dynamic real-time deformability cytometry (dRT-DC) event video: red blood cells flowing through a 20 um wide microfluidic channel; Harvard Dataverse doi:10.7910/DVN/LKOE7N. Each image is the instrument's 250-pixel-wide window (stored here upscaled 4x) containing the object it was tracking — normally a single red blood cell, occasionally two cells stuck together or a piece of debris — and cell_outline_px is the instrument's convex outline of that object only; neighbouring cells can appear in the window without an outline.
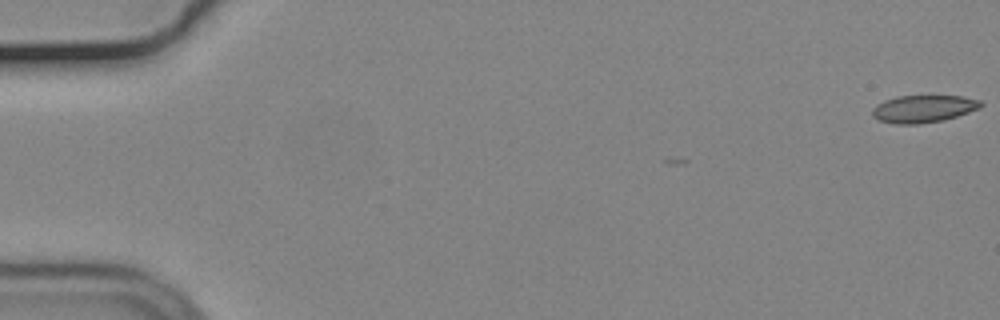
{"species": "common noctule bat (a hibernating species)", "species_latin": "Nyctalus noctula", "temperature_condition": "cold", "stored_images_in_passage": 9, "camera_frame_rate_fps": 3000, "um_per_image_px": 0.085, "animal": {"sex": "male", "body_mass_g": 19.2, "forearm_length_mm": 51.8}, "frame": {"image": 1, "passage_image": 1, "time_ms": 0.0, "image_size_px": [1000, 320], "cell_outline_px": [[984, 104], [980, 108], [944, 120], [920, 124], [896, 124], [880, 120], [872, 116], [872, 108], [876, 104], [884, 100], [896, 96], [964, 96], [980, 100]], "centroid_in_image_um": [78.48, 9.24], "position_along_channel_um": 6.5, "area_um2": 17.4}}